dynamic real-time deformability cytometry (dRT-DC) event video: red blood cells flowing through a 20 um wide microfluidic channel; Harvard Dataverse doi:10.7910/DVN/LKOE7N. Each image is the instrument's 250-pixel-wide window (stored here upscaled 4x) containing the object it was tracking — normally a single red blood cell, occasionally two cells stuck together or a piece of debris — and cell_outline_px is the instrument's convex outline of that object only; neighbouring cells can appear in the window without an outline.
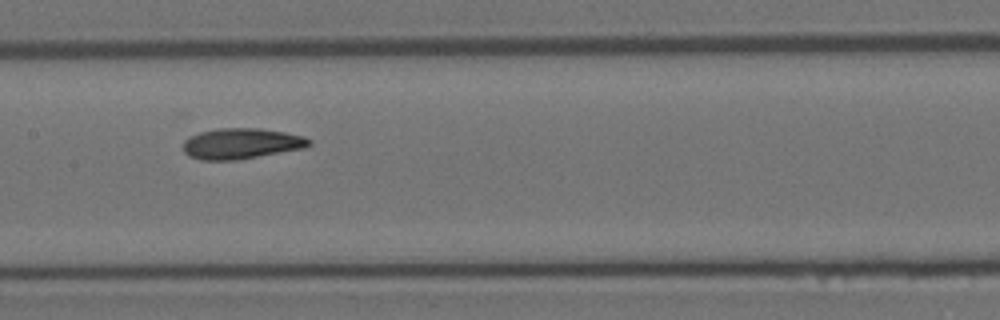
{"species": "Egyptian fruit bat (a non-hibernating species)", "species_latin": "Rousettus aegyptiacus", "temperature_condition": "room temperature", "stored_images_in_passage": 8, "camera_frame_rate_fps": 3000, "um_per_image_px": 0.085, "animal": {"sex": "female"}, "frame": {"image": 1, "passage_image": 6, "time_ms": 1.667, "image_size_px": [1000, 320], "cell_outline_px": [[312, 144], [304, 148], [236, 160], [200, 160], [188, 156], [184, 152], [184, 140], [200, 132], [220, 128], [260, 128], [284, 132], [304, 136], [312, 140]], "centroid_in_image_um": [20.52, 12.2], "position_along_channel_um": 186.9, "area_um2": 22.48}}
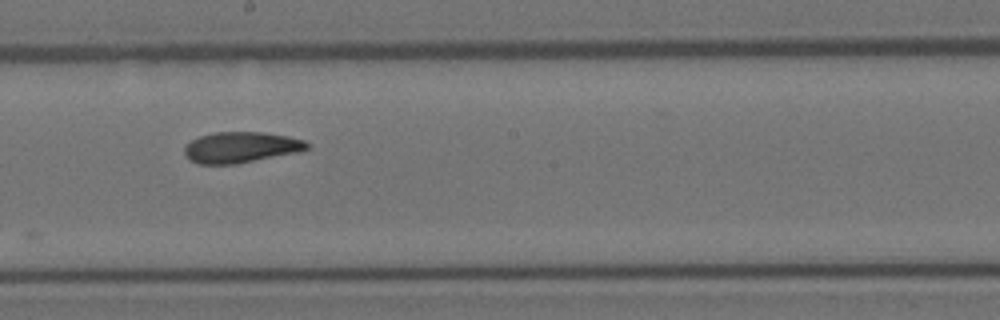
{"frame": {"image": 2, "passage_image": 7, "time_ms": 2.0, "image_size_px": [1000, 320], "cell_outline_px": [[308, 148], [296, 152], [236, 164], [200, 164], [188, 160], [184, 156], [184, 148], [192, 140], [200, 136], [216, 132], [264, 132], [288, 136], [304, 140], [308, 144]], "centroid_in_image_um": [20.43, 12.52], "position_along_channel_um": 227.8, "area_um2": 21.91}}
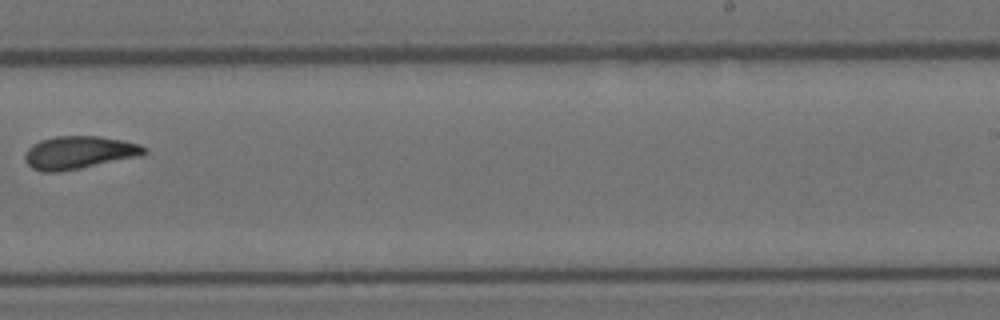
{"frame": {"image": 3, "passage_image": 8, "time_ms": 2.333, "image_size_px": [1000, 320], "cell_outline_px": [[148, 152], [144, 156], [60, 172], [40, 172], [32, 168], [24, 160], [24, 152], [32, 144], [40, 140], [56, 136], [100, 136], [140, 144]], "centroid_in_image_um": [6.71, 12.98], "position_along_channel_um": 282.3, "area_um2": 23.18}}